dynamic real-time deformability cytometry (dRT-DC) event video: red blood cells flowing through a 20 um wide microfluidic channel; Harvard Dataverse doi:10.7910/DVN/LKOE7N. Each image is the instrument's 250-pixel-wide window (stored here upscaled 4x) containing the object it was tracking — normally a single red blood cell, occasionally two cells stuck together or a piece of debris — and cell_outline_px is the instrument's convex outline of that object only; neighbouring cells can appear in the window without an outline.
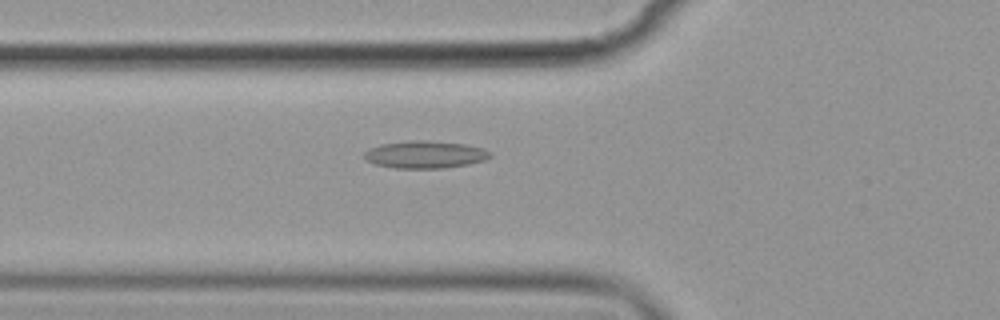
{"species": "common noctule bat (a hibernating species)", "species_latin": "Nyctalus noctula", "temperature_condition": "cold", "stored_images_in_passage": 57, "camera_frame_rate_fps": 3000, "um_per_image_px": 0.085, "animal": {"sex": "female", "body_mass_g": 19.9}, "frame": {"image": 1, "passage_image": 21, "time_ms": 6.667, "image_size_px": [1000, 320], "cell_outline_px": [[492, 156], [484, 160], [468, 164], [444, 168], [396, 168], [376, 164], [368, 160], [364, 156], [364, 152], [368, 148], [380, 144], [412, 140], [428, 140], [464, 144], [484, 148], [492, 152]], "centroid_in_image_um": [36.15, 13.12], "position_along_channel_um": 89.6, "area_um2": 20.11}}
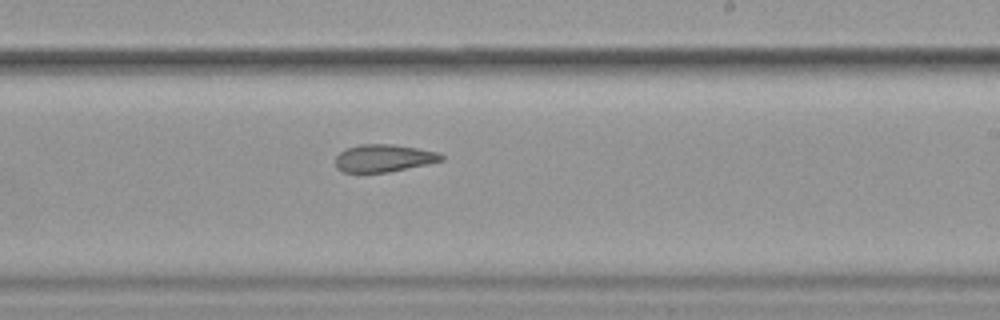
{"frame": {"image": 2, "passage_image": 35, "time_ms": 11.333, "image_size_px": [1000, 320], "cell_outline_px": [[444, 160], [428, 164], [388, 172], [344, 172], [336, 168], [336, 156], [344, 148], [360, 144], [392, 144], [440, 152], [444, 156]], "centroid_in_image_um": [32.62, 13.43], "position_along_channel_um": 256.4, "area_um2": 17.05}}
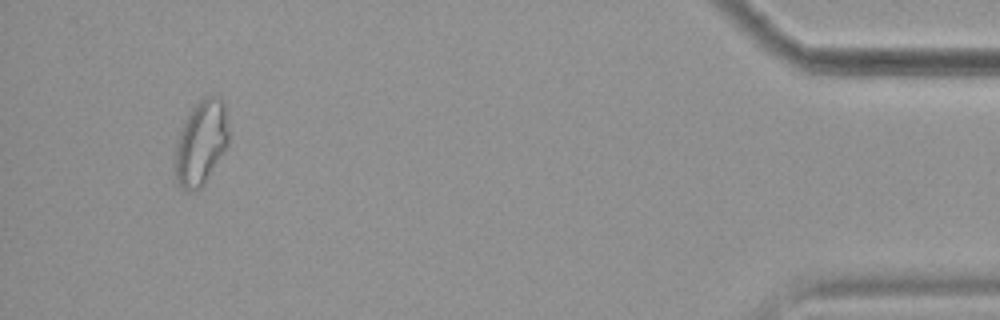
{"frame": {"image": 3, "passage_image": 54, "time_ms": 17.667, "image_size_px": [1000, 320], "cell_outline_px": [[228, 144], [208, 176], [200, 188], [192, 192], [188, 192], [180, 188], [176, 180], [172, 168], [176, 144], [180, 128], [188, 112], [204, 96], [216, 96], [224, 104], [228, 128]], "centroid_in_image_um": [17.02, 12.16], "position_along_channel_um": 418.2, "area_um2": 26.65}, "authors_computed_cell_mechanics": {"area_um2": 20.2878, "velocity_mm_per_s": 3.5752, "shape_relaxation_time_tau1_ms": null, "shape_relaxation_time_tau2_ms": 6.4951, "deformation_change_tau1": null, "deformation_change_tau2": 0.1481}}